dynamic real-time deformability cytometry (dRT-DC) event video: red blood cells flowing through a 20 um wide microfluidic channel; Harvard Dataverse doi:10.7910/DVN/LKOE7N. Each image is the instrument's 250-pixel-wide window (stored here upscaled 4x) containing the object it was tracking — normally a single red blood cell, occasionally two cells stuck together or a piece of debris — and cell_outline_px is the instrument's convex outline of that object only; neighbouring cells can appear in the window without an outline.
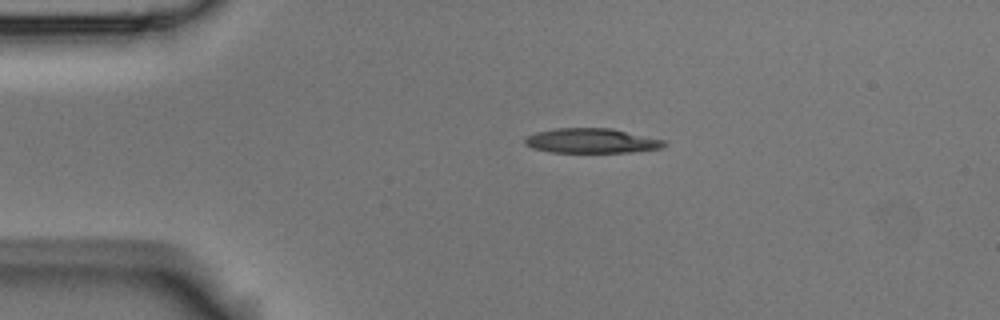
{"species": "Egyptian fruit bat (a non-hibernating species)", "species_latin": "Rousettus aegyptiacus", "temperature_condition": "room temperature", "stored_images_in_passage": 3, "camera_frame_rate_fps": 3000, "um_per_image_px": 0.085, "animal": {"sex": "male"}, "frame": {"image": 1, "passage_image": 2, "time_ms": 0.333, "image_size_px": [1000, 320], "cell_outline_px": [[668, 144], [660, 148], [628, 152], [552, 152], [532, 148], [524, 144], [524, 140], [528, 136], [536, 132], [556, 128], [612, 128], [664, 140]], "centroid_in_image_um": [50.27, 11.96], "position_along_channel_um": 34.7, "area_um2": 19.94}}